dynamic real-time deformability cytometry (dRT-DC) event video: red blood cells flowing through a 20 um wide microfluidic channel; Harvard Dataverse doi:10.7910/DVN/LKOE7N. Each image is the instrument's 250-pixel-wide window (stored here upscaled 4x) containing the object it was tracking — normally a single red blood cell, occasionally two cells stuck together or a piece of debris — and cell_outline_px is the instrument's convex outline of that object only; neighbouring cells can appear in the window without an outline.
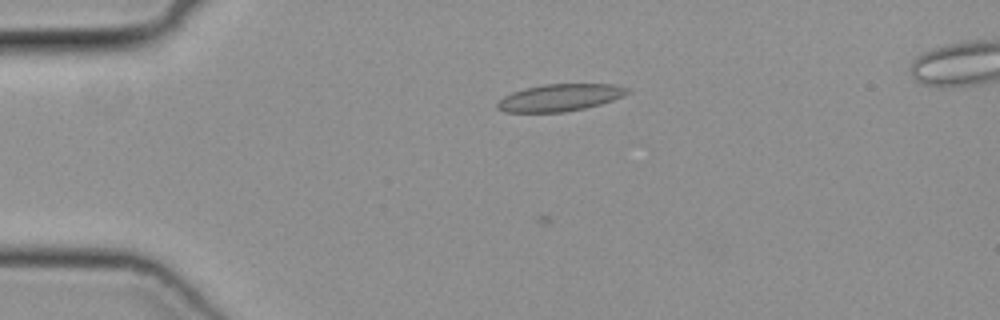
{"species": "common noctule bat (a hibernating species)", "species_latin": "Nyctalus noctula", "temperature_condition": "cold", "stored_images_in_passage": 49, "camera_frame_rate_fps": 3000, "um_per_image_px": 0.085, "animal": {"sex": "female", "body_mass_g": 19.3, "forearm_length_mm": 54.1}, "frame": {"image": 1, "passage_image": 17, "time_ms": 5.333, "image_size_px": [1000, 320], "cell_outline_px": [[628, 92], [624, 96], [600, 104], [584, 108], [564, 112], [504, 112], [496, 108], [496, 100], [512, 92], [524, 88], [544, 84], [612, 84], [628, 88]], "centroid_in_image_um": [47.53, 8.3], "position_along_channel_um": 37.5, "area_um2": 20.58}}
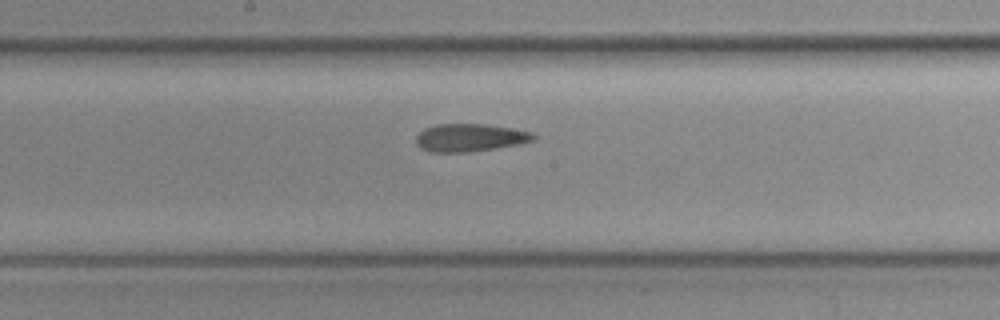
{"frame": {"image": 2, "passage_image": 32, "time_ms": 10.333, "image_size_px": [1000, 320], "cell_outline_px": [[536, 140], [516, 144], [492, 148], [464, 152], [432, 152], [416, 144], [416, 136], [424, 128], [436, 124], [484, 124], [512, 128], [532, 132], [536, 136]], "centroid_in_image_um": [39.94, 11.68], "position_along_channel_um": 208.3, "area_um2": 18.73}}
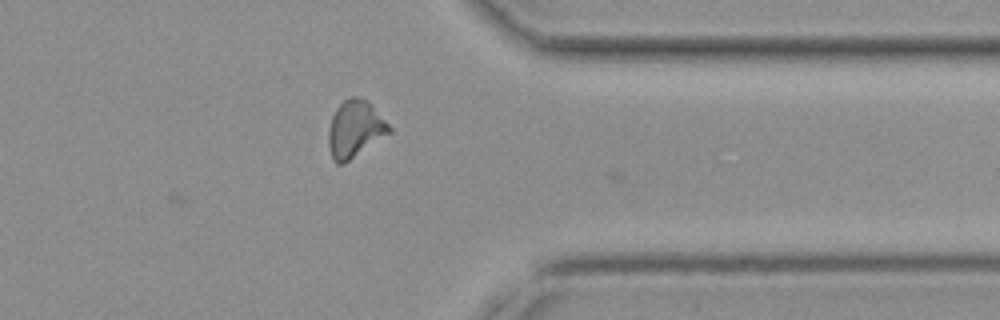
{"frame": {"image": 3, "passage_image": 45, "time_ms": 14.667, "image_size_px": [1000, 320], "cell_outline_px": [[392, 132], [344, 164], [336, 164], [332, 160], [328, 148], [328, 128], [332, 116], [336, 108], [348, 96], [356, 96], [364, 100], [392, 128]], "centroid_in_image_um": [30.12, 11.02], "position_along_channel_um": 381.3, "area_um2": 20.06}}